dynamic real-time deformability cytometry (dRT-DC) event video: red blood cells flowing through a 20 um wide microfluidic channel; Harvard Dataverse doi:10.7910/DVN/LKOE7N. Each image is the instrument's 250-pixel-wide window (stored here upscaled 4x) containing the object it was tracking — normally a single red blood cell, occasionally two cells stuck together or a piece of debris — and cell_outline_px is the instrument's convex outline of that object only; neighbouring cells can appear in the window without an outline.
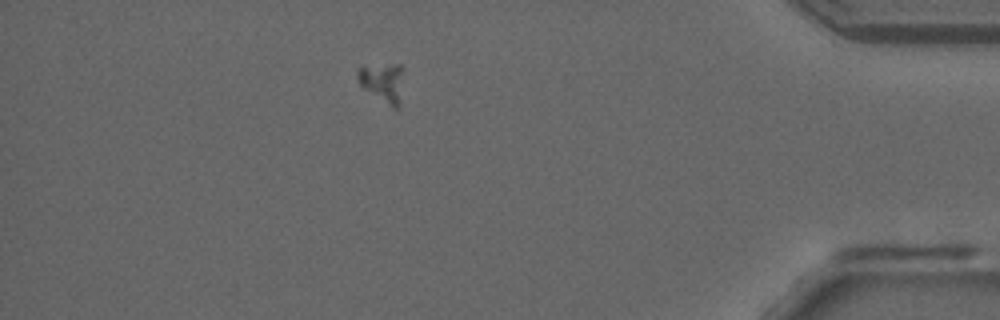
{"species": "common noctule bat (a hibernating species)", "species_latin": "Nyctalus noctula", "temperature_condition": "room temperature", "stored_images_in_passage": 42, "camera_frame_rate_fps": 3000, "um_per_image_px": 0.085, "animal": {"sex": "male", "forearm_length_mm": 52.5}, "frame": {"image": 1, "passage_image": 35, "time_ms": 11.333, "image_size_px": [1000, 320], "cell_outline_px": [[404, 68], [400, 104], [396, 108], [392, 108], [364, 88], [356, 80], [356, 72], [360, 68], [396, 64], [400, 64]], "centroid_in_image_um": [32.57, 7.01], "position_along_channel_um": 402.6, "area_um2": 10.4}}